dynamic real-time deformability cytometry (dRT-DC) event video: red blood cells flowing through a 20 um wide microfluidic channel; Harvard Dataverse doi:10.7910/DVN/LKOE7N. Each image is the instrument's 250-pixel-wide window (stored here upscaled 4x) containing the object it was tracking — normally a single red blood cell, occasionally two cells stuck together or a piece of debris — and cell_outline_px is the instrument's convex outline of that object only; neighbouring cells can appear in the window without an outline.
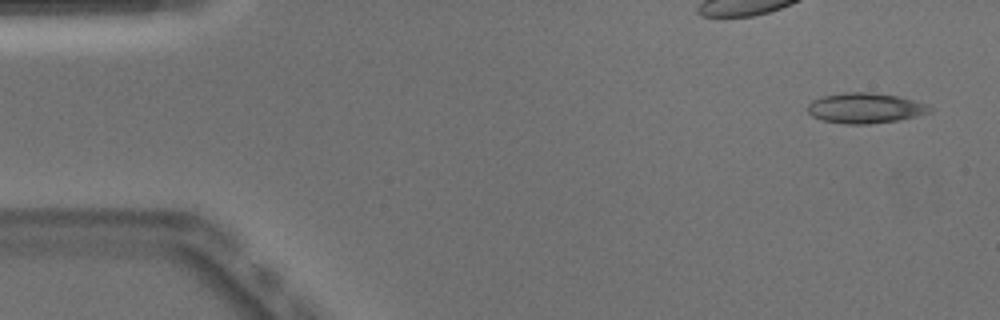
{"species": "Egyptian fruit bat (a non-hibernating species)", "species_latin": "Rousettus aegyptiacus", "temperature_condition": "warm", "stored_images_in_passage": 48, "camera_frame_rate_fps": 3000, "um_per_image_px": 0.085, "animal": {"sex": "male"}, "frame": {"image": 1, "passage_image": 1, "time_ms": 0.0, "image_size_px": [1000, 320], "cell_outline_px": [[932, 112], [916, 116], [896, 120], [868, 124], [844, 124], [824, 120], [812, 116], [808, 112], [808, 104], [812, 100], [824, 96], [844, 92], [872, 92], [896, 96], [928, 104], [932, 108]], "centroid_in_image_um": [73.54, 9.18], "position_along_channel_um": 11.5, "area_um2": 21.44}}
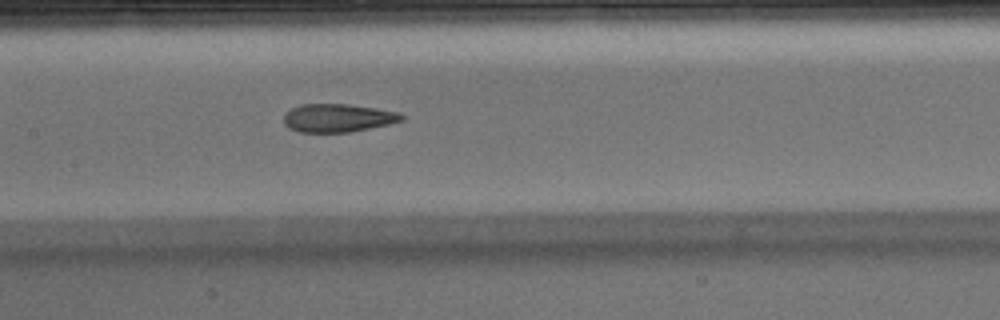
{"frame": {"image": 2, "passage_image": 22, "time_ms": 7.0, "image_size_px": [1000, 320], "cell_outline_px": [[404, 120], [388, 124], [348, 132], [300, 132], [288, 128], [284, 124], [284, 112], [300, 104], [348, 104], [376, 108], [400, 112], [404, 116]], "centroid_in_image_um": [28.69, 10.02], "position_along_channel_um": 178.7, "area_um2": 19.42}}
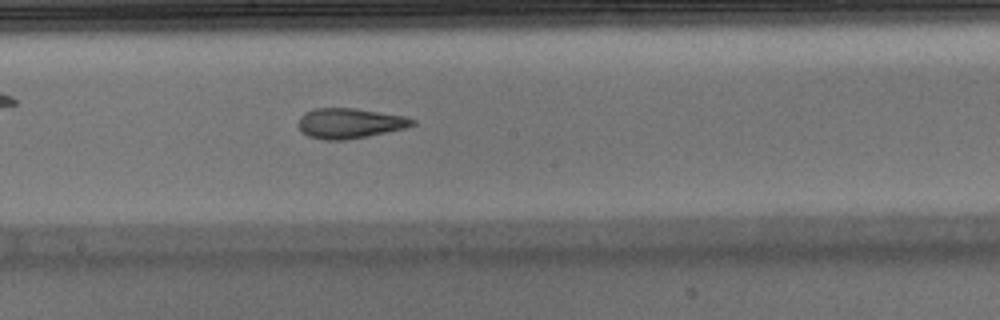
{"frame": {"image": 3, "passage_image": 25, "time_ms": 8.0, "image_size_px": [1000, 320], "cell_outline_px": [[416, 124], [404, 128], [368, 136], [344, 140], [324, 140], [308, 136], [300, 132], [296, 124], [300, 116], [304, 112], [312, 108], [356, 108], [404, 116], [416, 120]], "centroid_in_image_um": [29.66, 10.47], "position_along_channel_um": 218.5, "area_um2": 20.29}, "authors_computed_cell_mechanics": {"area_um2": 21.3282, "velocity_mm_per_s": 3.9878, "shape_relaxation_time_tau1_ms": null, "shape_relaxation_time_tau2_ms": 2.2904, "deformation_change_tau1": null, "deformation_change_tau2": 0.1191}}